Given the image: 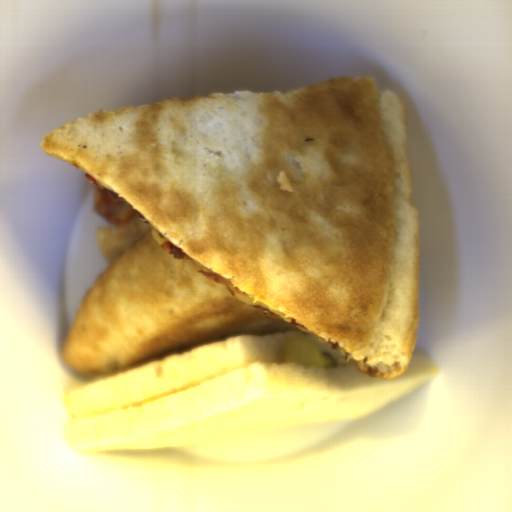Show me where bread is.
Segmentation results:
<instances>
[{
  "label": "bread",
  "mask_w": 512,
  "mask_h": 512,
  "mask_svg": "<svg viewBox=\"0 0 512 512\" xmlns=\"http://www.w3.org/2000/svg\"><path fill=\"white\" fill-rule=\"evenodd\" d=\"M437 376L365 375L302 331L231 336L67 391L68 445L257 462L304 452Z\"/></svg>",
  "instance_id": "1"
}]
</instances>
